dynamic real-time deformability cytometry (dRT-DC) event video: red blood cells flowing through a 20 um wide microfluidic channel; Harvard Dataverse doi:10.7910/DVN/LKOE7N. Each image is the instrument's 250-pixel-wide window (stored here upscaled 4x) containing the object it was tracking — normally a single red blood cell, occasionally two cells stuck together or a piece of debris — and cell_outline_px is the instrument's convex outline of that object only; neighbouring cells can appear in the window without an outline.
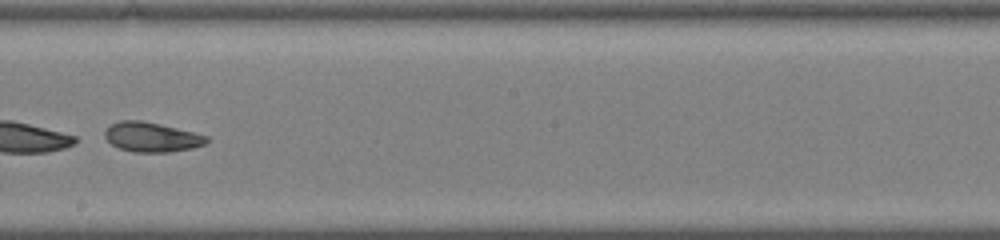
{"species": "common noctule bat (a hibernating species)", "species_latin": "Nyctalus noctula", "temperature_condition": "warm", "stored_images_in_passage": 41, "camera_frame_rate_fps": 3000, "um_per_image_px": 0.085, "animal": {"sex": "male", "body_mass_g": 19.0, "forearm_length_mm": 50.8}, "frame": {"image": 1, "passage_image": 24, "time_ms": 7.667, "image_size_px": [1000, 240], "cell_outline_px": [[208, 140], [204, 144], [192, 148], [168, 152], [132, 152], [120, 148], [112, 144], [104, 136], [104, 132], [112, 124], [120, 120], [140, 120], [160, 124], [208, 136]], "centroid_in_image_um": [12.87, 11.65], "position_along_channel_um": 235.3, "area_um2": 17.34}}